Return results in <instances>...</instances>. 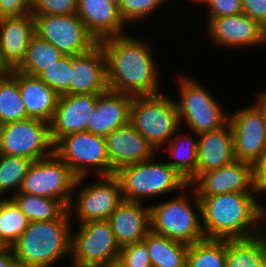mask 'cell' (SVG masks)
<instances>
[{
    "label": "cell",
    "instance_id": "cell-5",
    "mask_svg": "<svg viewBox=\"0 0 266 267\" xmlns=\"http://www.w3.org/2000/svg\"><path fill=\"white\" fill-rule=\"evenodd\" d=\"M130 123L155 151L167 147L180 128L175 100L163 93L133 96Z\"/></svg>",
    "mask_w": 266,
    "mask_h": 267
},
{
    "label": "cell",
    "instance_id": "cell-38",
    "mask_svg": "<svg viewBox=\"0 0 266 267\" xmlns=\"http://www.w3.org/2000/svg\"><path fill=\"white\" fill-rule=\"evenodd\" d=\"M118 261L125 267H152L148 248L143 241L121 247Z\"/></svg>",
    "mask_w": 266,
    "mask_h": 267
},
{
    "label": "cell",
    "instance_id": "cell-43",
    "mask_svg": "<svg viewBox=\"0 0 266 267\" xmlns=\"http://www.w3.org/2000/svg\"><path fill=\"white\" fill-rule=\"evenodd\" d=\"M0 267H20L11 247L0 248Z\"/></svg>",
    "mask_w": 266,
    "mask_h": 267
},
{
    "label": "cell",
    "instance_id": "cell-46",
    "mask_svg": "<svg viewBox=\"0 0 266 267\" xmlns=\"http://www.w3.org/2000/svg\"><path fill=\"white\" fill-rule=\"evenodd\" d=\"M105 267H125L120 261H114L110 264L106 265Z\"/></svg>",
    "mask_w": 266,
    "mask_h": 267
},
{
    "label": "cell",
    "instance_id": "cell-15",
    "mask_svg": "<svg viewBox=\"0 0 266 267\" xmlns=\"http://www.w3.org/2000/svg\"><path fill=\"white\" fill-rule=\"evenodd\" d=\"M197 197L232 192H259L252 179V164L234 159L231 163L201 173L191 184Z\"/></svg>",
    "mask_w": 266,
    "mask_h": 267
},
{
    "label": "cell",
    "instance_id": "cell-26",
    "mask_svg": "<svg viewBox=\"0 0 266 267\" xmlns=\"http://www.w3.org/2000/svg\"><path fill=\"white\" fill-rule=\"evenodd\" d=\"M266 261V230L243 239H226L225 267H259Z\"/></svg>",
    "mask_w": 266,
    "mask_h": 267
},
{
    "label": "cell",
    "instance_id": "cell-35",
    "mask_svg": "<svg viewBox=\"0 0 266 267\" xmlns=\"http://www.w3.org/2000/svg\"><path fill=\"white\" fill-rule=\"evenodd\" d=\"M72 72V56L64 55L60 60L45 68L37 77L58 95L70 94Z\"/></svg>",
    "mask_w": 266,
    "mask_h": 267
},
{
    "label": "cell",
    "instance_id": "cell-27",
    "mask_svg": "<svg viewBox=\"0 0 266 267\" xmlns=\"http://www.w3.org/2000/svg\"><path fill=\"white\" fill-rule=\"evenodd\" d=\"M152 267H186L188 244L150 231L142 240Z\"/></svg>",
    "mask_w": 266,
    "mask_h": 267
},
{
    "label": "cell",
    "instance_id": "cell-32",
    "mask_svg": "<svg viewBox=\"0 0 266 267\" xmlns=\"http://www.w3.org/2000/svg\"><path fill=\"white\" fill-rule=\"evenodd\" d=\"M226 239H208L189 245L186 267H225Z\"/></svg>",
    "mask_w": 266,
    "mask_h": 267
},
{
    "label": "cell",
    "instance_id": "cell-30",
    "mask_svg": "<svg viewBox=\"0 0 266 267\" xmlns=\"http://www.w3.org/2000/svg\"><path fill=\"white\" fill-rule=\"evenodd\" d=\"M64 55L53 44L35 34L28 45L24 60L16 70L27 75L38 76Z\"/></svg>",
    "mask_w": 266,
    "mask_h": 267
},
{
    "label": "cell",
    "instance_id": "cell-21",
    "mask_svg": "<svg viewBox=\"0 0 266 267\" xmlns=\"http://www.w3.org/2000/svg\"><path fill=\"white\" fill-rule=\"evenodd\" d=\"M108 221L120 247L140 242L151 231L150 206L145 207L140 202L123 200Z\"/></svg>",
    "mask_w": 266,
    "mask_h": 267
},
{
    "label": "cell",
    "instance_id": "cell-37",
    "mask_svg": "<svg viewBox=\"0 0 266 267\" xmlns=\"http://www.w3.org/2000/svg\"><path fill=\"white\" fill-rule=\"evenodd\" d=\"M77 0H31L32 15H74Z\"/></svg>",
    "mask_w": 266,
    "mask_h": 267
},
{
    "label": "cell",
    "instance_id": "cell-36",
    "mask_svg": "<svg viewBox=\"0 0 266 267\" xmlns=\"http://www.w3.org/2000/svg\"><path fill=\"white\" fill-rule=\"evenodd\" d=\"M167 0H121L120 15L124 23L142 21L153 14ZM155 10V11H154Z\"/></svg>",
    "mask_w": 266,
    "mask_h": 267
},
{
    "label": "cell",
    "instance_id": "cell-12",
    "mask_svg": "<svg viewBox=\"0 0 266 267\" xmlns=\"http://www.w3.org/2000/svg\"><path fill=\"white\" fill-rule=\"evenodd\" d=\"M98 177L97 183L82 186L81 189V183L83 184L86 177L77 178L75 182L74 191H80L77 193V203L74 204L75 198L72 197L67 210L72 216L73 210L76 209L74 213L77 214L76 218L80 223L108 220L123 201L121 183L115 174Z\"/></svg>",
    "mask_w": 266,
    "mask_h": 267
},
{
    "label": "cell",
    "instance_id": "cell-19",
    "mask_svg": "<svg viewBox=\"0 0 266 267\" xmlns=\"http://www.w3.org/2000/svg\"><path fill=\"white\" fill-rule=\"evenodd\" d=\"M70 94L100 95L109 90L106 59L98 43L90 51L72 56Z\"/></svg>",
    "mask_w": 266,
    "mask_h": 267
},
{
    "label": "cell",
    "instance_id": "cell-47",
    "mask_svg": "<svg viewBox=\"0 0 266 267\" xmlns=\"http://www.w3.org/2000/svg\"><path fill=\"white\" fill-rule=\"evenodd\" d=\"M110 3H112V4H114V5H116V6H120V4H121V0H108Z\"/></svg>",
    "mask_w": 266,
    "mask_h": 267
},
{
    "label": "cell",
    "instance_id": "cell-23",
    "mask_svg": "<svg viewBox=\"0 0 266 267\" xmlns=\"http://www.w3.org/2000/svg\"><path fill=\"white\" fill-rule=\"evenodd\" d=\"M132 101L133 96L126 93L108 90L100 94L87 131L105 137L116 128L130 123Z\"/></svg>",
    "mask_w": 266,
    "mask_h": 267
},
{
    "label": "cell",
    "instance_id": "cell-49",
    "mask_svg": "<svg viewBox=\"0 0 266 267\" xmlns=\"http://www.w3.org/2000/svg\"><path fill=\"white\" fill-rule=\"evenodd\" d=\"M259 267H266V261L262 265H260Z\"/></svg>",
    "mask_w": 266,
    "mask_h": 267
},
{
    "label": "cell",
    "instance_id": "cell-7",
    "mask_svg": "<svg viewBox=\"0 0 266 267\" xmlns=\"http://www.w3.org/2000/svg\"><path fill=\"white\" fill-rule=\"evenodd\" d=\"M180 100L175 99L180 124L184 121L195 135L225 126L229 116L216 98L190 76L179 77Z\"/></svg>",
    "mask_w": 266,
    "mask_h": 267
},
{
    "label": "cell",
    "instance_id": "cell-33",
    "mask_svg": "<svg viewBox=\"0 0 266 267\" xmlns=\"http://www.w3.org/2000/svg\"><path fill=\"white\" fill-rule=\"evenodd\" d=\"M29 221L16 203L3 196L0 203V245L11 247L28 227Z\"/></svg>",
    "mask_w": 266,
    "mask_h": 267
},
{
    "label": "cell",
    "instance_id": "cell-2",
    "mask_svg": "<svg viewBox=\"0 0 266 267\" xmlns=\"http://www.w3.org/2000/svg\"><path fill=\"white\" fill-rule=\"evenodd\" d=\"M255 193L260 194V192H232L198 197L205 238L243 239L266 230L260 228L261 225H256L258 221L265 220L266 210L255 199Z\"/></svg>",
    "mask_w": 266,
    "mask_h": 267
},
{
    "label": "cell",
    "instance_id": "cell-22",
    "mask_svg": "<svg viewBox=\"0 0 266 267\" xmlns=\"http://www.w3.org/2000/svg\"><path fill=\"white\" fill-rule=\"evenodd\" d=\"M35 34V19L31 13L0 17V53L11 69H16L22 63Z\"/></svg>",
    "mask_w": 266,
    "mask_h": 267
},
{
    "label": "cell",
    "instance_id": "cell-25",
    "mask_svg": "<svg viewBox=\"0 0 266 267\" xmlns=\"http://www.w3.org/2000/svg\"><path fill=\"white\" fill-rule=\"evenodd\" d=\"M18 88L25 104L27 116L50 123L57 107L59 95L37 76L19 71Z\"/></svg>",
    "mask_w": 266,
    "mask_h": 267
},
{
    "label": "cell",
    "instance_id": "cell-44",
    "mask_svg": "<svg viewBox=\"0 0 266 267\" xmlns=\"http://www.w3.org/2000/svg\"><path fill=\"white\" fill-rule=\"evenodd\" d=\"M11 72V67L2 59V55L0 53V82L6 79Z\"/></svg>",
    "mask_w": 266,
    "mask_h": 267
},
{
    "label": "cell",
    "instance_id": "cell-24",
    "mask_svg": "<svg viewBox=\"0 0 266 267\" xmlns=\"http://www.w3.org/2000/svg\"><path fill=\"white\" fill-rule=\"evenodd\" d=\"M198 162L196 178L205 172L217 170L235 159L233 134L230 123L196 135Z\"/></svg>",
    "mask_w": 266,
    "mask_h": 267
},
{
    "label": "cell",
    "instance_id": "cell-9",
    "mask_svg": "<svg viewBox=\"0 0 266 267\" xmlns=\"http://www.w3.org/2000/svg\"><path fill=\"white\" fill-rule=\"evenodd\" d=\"M71 231V252L74 267H105L117 261L121 247L116 242L110 222L91 221Z\"/></svg>",
    "mask_w": 266,
    "mask_h": 267
},
{
    "label": "cell",
    "instance_id": "cell-40",
    "mask_svg": "<svg viewBox=\"0 0 266 267\" xmlns=\"http://www.w3.org/2000/svg\"><path fill=\"white\" fill-rule=\"evenodd\" d=\"M31 13V0H0V17L25 16Z\"/></svg>",
    "mask_w": 266,
    "mask_h": 267
},
{
    "label": "cell",
    "instance_id": "cell-34",
    "mask_svg": "<svg viewBox=\"0 0 266 267\" xmlns=\"http://www.w3.org/2000/svg\"><path fill=\"white\" fill-rule=\"evenodd\" d=\"M33 160L0 154V197L5 193H19L24 177ZM14 190V191H13Z\"/></svg>",
    "mask_w": 266,
    "mask_h": 267
},
{
    "label": "cell",
    "instance_id": "cell-4",
    "mask_svg": "<svg viewBox=\"0 0 266 267\" xmlns=\"http://www.w3.org/2000/svg\"><path fill=\"white\" fill-rule=\"evenodd\" d=\"M153 158L126 165L115 172L121 183L123 200L142 203L145 198L152 199L175 190L181 192L189 187L167 162H155Z\"/></svg>",
    "mask_w": 266,
    "mask_h": 267
},
{
    "label": "cell",
    "instance_id": "cell-41",
    "mask_svg": "<svg viewBox=\"0 0 266 267\" xmlns=\"http://www.w3.org/2000/svg\"><path fill=\"white\" fill-rule=\"evenodd\" d=\"M243 13L266 29V0H241Z\"/></svg>",
    "mask_w": 266,
    "mask_h": 267
},
{
    "label": "cell",
    "instance_id": "cell-10",
    "mask_svg": "<svg viewBox=\"0 0 266 267\" xmlns=\"http://www.w3.org/2000/svg\"><path fill=\"white\" fill-rule=\"evenodd\" d=\"M76 180L70 167L54 152L48 157L33 161L19 193L55 198L68 207L71 198L76 196Z\"/></svg>",
    "mask_w": 266,
    "mask_h": 267
},
{
    "label": "cell",
    "instance_id": "cell-29",
    "mask_svg": "<svg viewBox=\"0 0 266 267\" xmlns=\"http://www.w3.org/2000/svg\"><path fill=\"white\" fill-rule=\"evenodd\" d=\"M27 217L29 222L58 219L67 207L58 199L32 194L16 193L10 197Z\"/></svg>",
    "mask_w": 266,
    "mask_h": 267
},
{
    "label": "cell",
    "instance_id": "cell-39",
    "mask_svg": "<svg viewBox=\"0 0 266 267\" xmlns=\"http://www.w3.org/2000/svg\"><path fill=\"white\" fill-rule=\"evenodd\" d=\"M206 7L210 12L207 23L213 18L243 13L241 0H209Z\"/></svg>",
    "mask_w": 266,
    "mask_h": 267
},
{
    "label": "cell",
    "instance_id": "cell-8",
    "mask_svg": "<svg viewBox=\"0 0 266 267\" xmlns=\"http://www.w3.org/2000/svg\"><path fill=\"white\" fill-rule=\"evenodd\" d=\"M54 152L77 178L87 177L91 168L96 176L113 175L104 136L88 131L68 134L54 144Z\"/></svg>",
    "mask_w": 266,
    "mask_h": 267
},
{
    "label": "cell",
    "instance_id": "cell-3",
    "mask_svg": "<svg viewBox=\"0 0 266 267\" xmlns=\"http://www.w3.org/2000/svg\"><path fill=\"white\" fill-rule=\"evenodd\" d=\"M71 216L66 210L58 219L29 222L11 246L20 267H52L71 252Z\"/></svg>",
    "mask_w": 266,
    "mask_h": 267
},
{
    "label": "cell",
    "instance_id": "cell-16",
    "mask_svg": "<svg viewBox=\"0 0 266 267\" xmlns=\"http://www.w3.org/2000/svg\"><path fill=\"white\" fill-rule=\"evenodd\" d=\"M98 96L96 94L59 95L56 110L49 123L54 144L65 135L87 131Z\"/></svg>",
    "mask_w": 266,
    "mask_h": 267
},
{
    "label": "cell",
    "instance_id": "cell-18",
    "mask_svg": "<svg viewBox=\"0 0 266 267\" xmlns=\"http://www.w3.org/2000/svg\"><path fill=\"white\" fill-rule=\"evenodd\" d=\"M105 141L113 174L126 165L156 157L157 151L131 123L110 132L105 136Z\"/></svg>",
    "mask_w": 266,
    "mask_h": 267
},
{
    "label": "cell",
    "instance_id": "cell-11",
    "mask_svg": "<svg viewBox=\"0 0 266 267\" xmlns=\"http://www.w3.org/2000/svg\"><path fill=\"white\" fill-rule=\"evenodd\" d=\"M53 153L54 143L48 122L28 118L1 125L0 154L36 161Z\"/></svg>",
    "mask_w": 266,
    "mask_h": 267
},
{
    "label": "cell",
    "instance_id": "cell-42",
    "mask_svg": "<svg viewBox=\"0 0 266 267\" xmlns=\"http://www.w3.org/2000/svg\"><path fill=\"white\" fill-rule=\"evenodd\" d=\"M252 179L255 188L260 193H266V147L252 163Z\"/></svg>",
    "mask_w": 266,
    "mask_h": 267
},
{
    "label": "cell",
    "instance_id": "cell-45",
    "mask_svg": "<svg viewBox=\"0 0 266 267\" xmlns=\"http://www.w3.org/2000/svg\"><path fill=\"white\" fill-rule=\"evenodd\" d=\"M263 91V92H262ZM261 91V112L264 121L265 133H266V90Z\"/></svg>",
    "mask_w": 266,
    "mask_h": 267
},
{
    "label": "cell",
    "instance_id": "cell-20",
    "mask_svg": "<svg viewBox=\"0 0 266 267\" xmlns=\"http://www.w3.org/2000/svg\"><path fill=\"white\" fill-rule=\"evenodd\" d=\"M76 15L98 43L110 37L126 34V25L119 7L108 0H77Z\"/></svg>",
    "mask_w": 266,
    "mask_h": 267
},
{
    "label": "cell",
    "instance_id": "cell-1",
    "mask_svg": "<svg viewBox=\"0 0 266 267\" xmlns=\"http://www.w3.org/2000/svg\"><path fill=\"white\" fill-rule=\"evenodd\" d=\"M106 59L110 91L132 96L160 94L157 65L144 40L123 34L99 42Z\"/></svg>",
    "mask_w": 266,
    "mask_h": 267
},
{
    "label": "cell",
    "instance_id": "cell-13",
    "mask_svg": "<svg viewBox=\"0 0 266 267\" xmlns=\"http://www.w3.org/2000/svg\"><path fill=\"white\" fill-rule=\"evenodd\" d=\"M33 16L36 34L65 55H79L98 44L76 14Z\"/></svg>",
    "mask_w": 266,
    "mask_h": 267
},
{
    "label": "cell",
    "instance_id": "cell-28",
    "mask_svg": "<svg viewBox=\"0 0 266 267\" xmlns=\"http://www.w3.org/2000/svg\"><path fill=\"white\" fill-rule=\"evenodd\" d=\"M179 130L168 142V147H163L165 151L169 150L171 160L166 161L180 176H182L188 185L196 179V169L198 162L197 144L198 140L188 134H180Z\"/></svg>",
    "mask_w": 266,
    "mask_h": 267
},
{
    "label": "cell",
    "instance_id": "cell-31",
    "mask_svg": "<svg viewBox=\"0 0 266 267\" xmlns=\"http://www.w3.org/2000/svg\"><path fill=\"white\" fill-rule=\"evenodd\" d=\"M24 101L18 88V70L0 82V124L28 119Z\"/></svg>",
    "mask_w": 266,
    "mask_h": 267
},
{
    "label": "cell",
    "instance_id": "cell-14",
    "mask_svg": "<svg viewBox=\"0 0 266 267\" xmlns=\"http://www.w3.org/2000/svg\"><path fill=\"white\" fill-rule=\"evenodd\" d=\"M255 104L229 115L236 160L252 164L266 147V133L261 112V92Z\"/></svg>",
    "mask_w": 266,
    "mask_h": 267
},
{
    "label": "cell",
    "instance_id": "cell-48",
    "mask_svg": "<svg viewBox=\"0 0 266 267\" xmlns=\"http://www.w3.org/2000/svg\"><path fill=\"white\" fill-rule=\"evenodd\" d=\"M190 1H193L195 3H199L200 2V3H203V4L205 3L206 4L209 0H190Z\"/></svg>",
    "mask_w": 266,
    "mask_h": 267
},
{
    "label": "cell",
    "instance_id": "cell-6",
    "mask_svg": "<svg viewBox=\"0 0 266 267\" xmlns=\"http://www.w3.org/2000/svg\"><path fill=\"white\" fill-rule=\"evenodd\" d=\"M193 192L192 204L183 196L185 193H182L175 199L150 206L151 231L188 245L205 239L201 225L200 201L194 189Z\"/></svg>",
    "mask_w": 266,
    "mask_h": 267
},
{
    "label": "cell",
    "instance_id": "cell-17",
    "mask_svg": "<svg viewBox=\"0 0 266 267\" xmlns=\"http://www.w3.org/2000/svg\"><path fill=\"white\" fill-rule=\"evenodd\" d=\"M206 27L211 40L220 47L239 48L266 43V29L244 13L213 18Z\"/></svg>",
    "mask_w": 266,
    "mask_h": 267
}]
</instances>
